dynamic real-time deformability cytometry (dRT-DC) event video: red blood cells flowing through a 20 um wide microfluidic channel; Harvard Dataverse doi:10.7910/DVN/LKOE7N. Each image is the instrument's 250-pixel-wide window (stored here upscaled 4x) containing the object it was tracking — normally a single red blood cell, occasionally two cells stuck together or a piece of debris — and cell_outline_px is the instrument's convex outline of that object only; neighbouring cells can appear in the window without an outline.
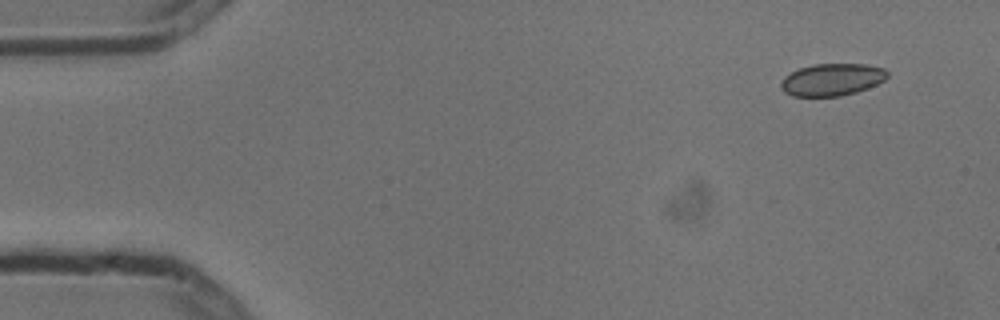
{"species": "common noctule bat (a hibernating species)", "species_latin": "Nyctalus noctula", "temperature_condition": "cold", "stored_images_in_passage": 7, "camera_frame_rate_fps": 3000, "um_per_image_px": 0.085, "animal": {"sex": "male", "body_mass_g": 13.3}, "frame": {"image": 1, "passage_image": 1, "time_ms": 0.0, "image_size_px": [1000, 320], "cell_outline_px": [[888, 76], [884, 80], [868, 88], [856, 92], [840, 96], [792, 96], [784, 92], [780, 88], [780, 84], [784, 76], [800, 68], [812, 64], [868, 64], [884, 68], [888, 72]], "centroid_in_image_um": [70.72, 6.76], "position_along_channel_um": 14.3, "area_um2": 20.06}}
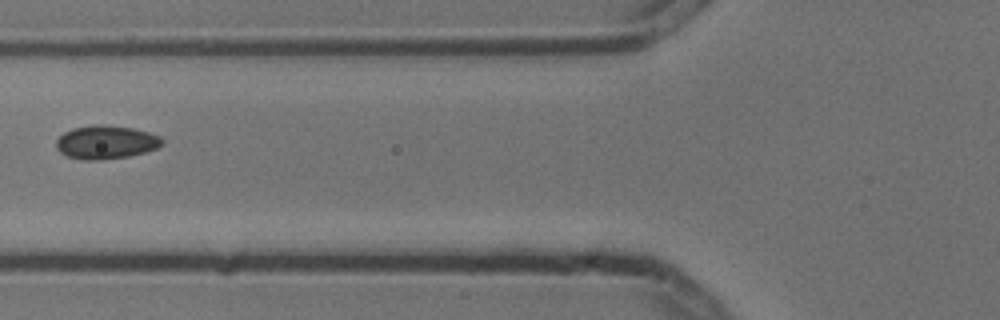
{"frame": {"image": 2, "passage_image": 6, "time_ms": 1.667, "image_size_px": [1000, 320], "cell_outline_px": [[164, 144], [156, 148], [144, 152], [128, 156], [100, 160], [84, 160], [68, 156], [60, 152], [56, 148], [56, 140], [64, 132], [72, 128], [92, 124], [104, 124], [132, 128], [148, 132], [160, 136], [164, 140]], "centroid_in_image_um": [9.0, 12.07], "position_along_channel_um": 116.8, "area_um2": 20.75}}
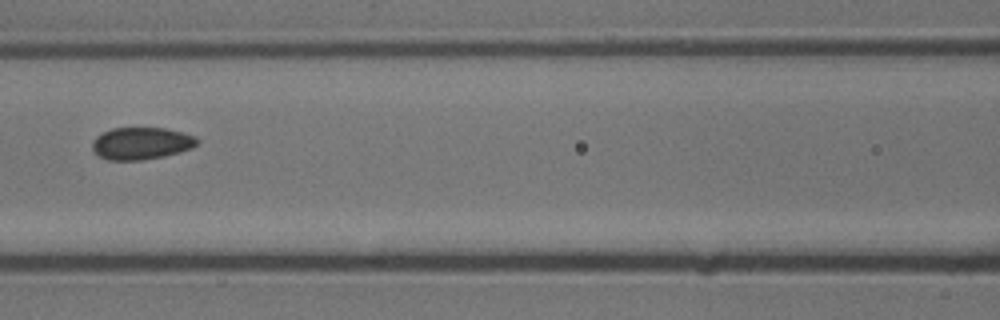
{"frame": {"image": 3, "passage_image": 7, "time_ms": 2.0, "image_size_px": [1000, 320], "cell_outline_px": [[200, 140], [192, 148], [180, 152], [164, 156], [140, 160], [108, 160], [92, 152], [92, 140], [96, 136], [112, 128], [164, 128], [196, 136]], "centroid_in_image_um": [11.99, 12.19], "position_along_channel_um": 154.6, "area_um2": 19.71}}